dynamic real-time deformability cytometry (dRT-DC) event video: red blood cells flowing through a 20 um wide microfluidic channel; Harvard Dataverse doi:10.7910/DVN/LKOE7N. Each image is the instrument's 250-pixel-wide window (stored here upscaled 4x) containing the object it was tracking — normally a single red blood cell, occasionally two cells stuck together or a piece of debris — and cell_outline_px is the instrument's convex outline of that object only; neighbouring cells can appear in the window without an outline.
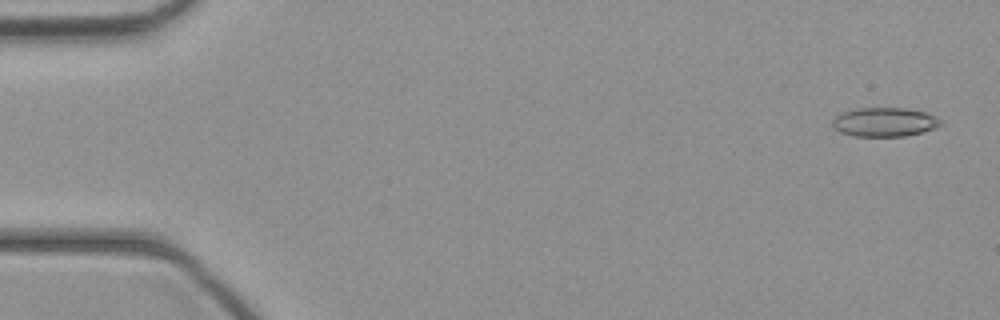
{"species": "common noctule bat (a hibernating species)", "species_latin": "Nyctalus noctula", "temperature_condition": "cold", "stored_images_in_passage": 42, "camera_frame_rate_fps": 3000, "um_per_image_px": 0.085, "animal": {"sex": "female", "body_mass_g": 21.9}, "frame": {"image": 1, "passage_image": 2, "time_ms": 0.333, "image_size_px": [1000, 320], "cell_outline_px": [[944, 124], [936, 128], [924, 132], [904, 136], [852, 136], [840, 132], [832, 128], [832, 120], [840, 112], [856, 108], [904, 108], [924, 112], [940, 120]], "centroid_in_image_um": [75.14, 10.38], "position_along_channel_um": 9.9, "area_um2": 18.44}}
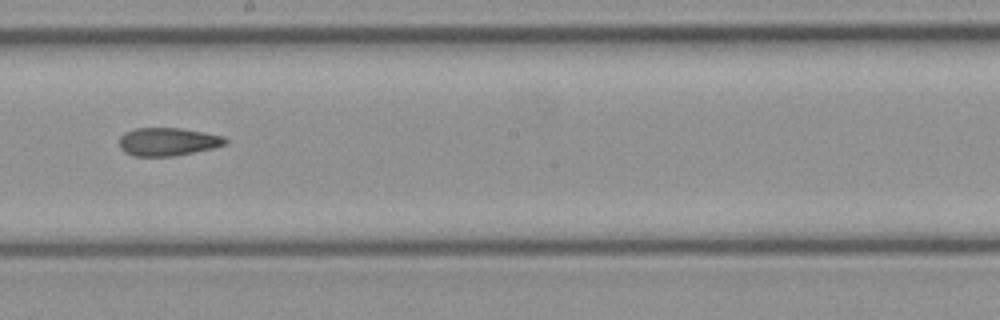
{"frame": {"image": 2, "passage_image": 25, "time_ms": 8.0, "image_size_px": [1000, 320], "cell_outline_px": [[228, 144], [216, 148], [176, 156], [132, 156], [124, 152], [120, 148], [120, 136], [124, 132], [136, 128], [180, 128], [204, 132], [224, 136], [228, 140]], "centroid_in_image_um": [14.3, 12.05], "position_along_channel_um": 233.9, "area_um2": 17.69}}
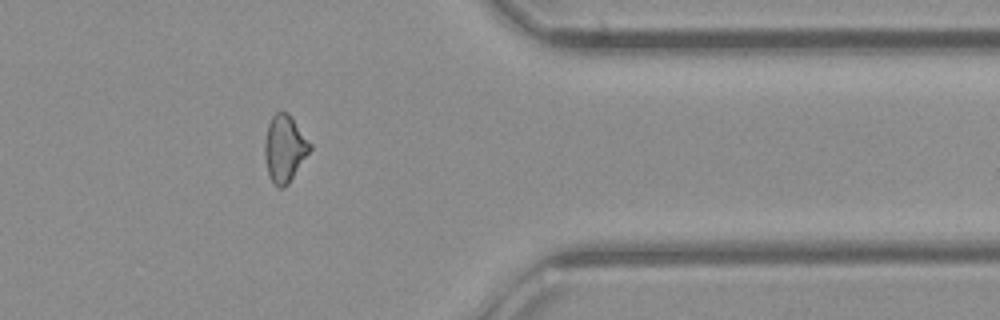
{"frame": {"image": 3, "passage_image": 36, "time_ms": 11.667, "image_size_px": [1000, 320], "cell_outline_px": [[312, 148], [288, 184], [284, 188], [276, 188], [268, 172], [264, 156], [264, 140], [268, 124], [272, 116], [280, 108], [288, 112], [292, 116], [312, 144]], "centroid_in_image_um": [24.19, 12.58], "position_along_channel_um": 387.2, "area_um2": 17.98}}